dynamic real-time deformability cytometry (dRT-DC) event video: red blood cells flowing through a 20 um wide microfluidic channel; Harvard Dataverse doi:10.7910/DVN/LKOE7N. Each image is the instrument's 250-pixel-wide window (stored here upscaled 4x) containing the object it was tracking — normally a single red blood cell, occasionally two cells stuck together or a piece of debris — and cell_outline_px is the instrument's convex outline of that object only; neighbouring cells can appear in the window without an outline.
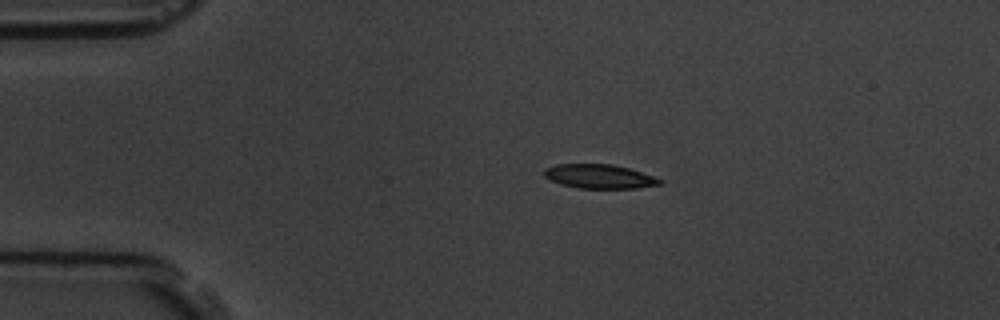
{"species": "common noctule bat (a hibernating species)", "species_latin": "Nyctalus noctula", "temperature_condition": "room temperature", "stored_images_in_passage": 6, "camera_frame_rate_fps": 3000, "um_per_image_px": 0.085, "animal": {"sex": "male", "body_mass_g": 19.5, "forearm_length_mm": 54.6}, "frame": {"image": 1, "passage_image": 1, "time_ms": 0.0, "image_size_px": [1000, 320], "cell_outline_px": [[664, 184], [636, 188], [576, 188], [560, 184], [544, 176], [544, 168], [556, 164], [612, 164], [628, 168], [664, 180]], "centroid_in_image_um": [50.95, 15.0], "position_along_channel_um": 34.1, "area_um2": 16.24}}
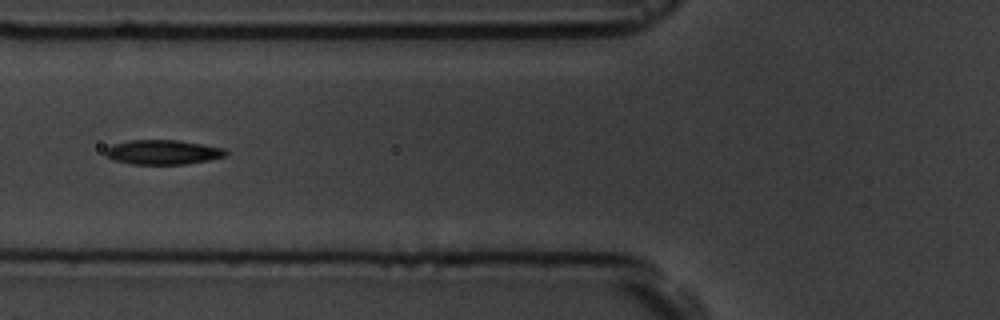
{"frame": {"image": 2, "passage_image": 4, "time_ms": 3.333, "image_size_px": [1000, 320], "cell_outline_px": [[228, 152], [224, 156], [208, 160], [184, 164], [132, 164], [112, 160], [104, 152], [112, 144], [128, 140], [176, 140], [224, 148]], "centroid_in_image_um": [13.81, 12.93], "position_along_channel_um": 112.0, "area_um2": 17.05}}
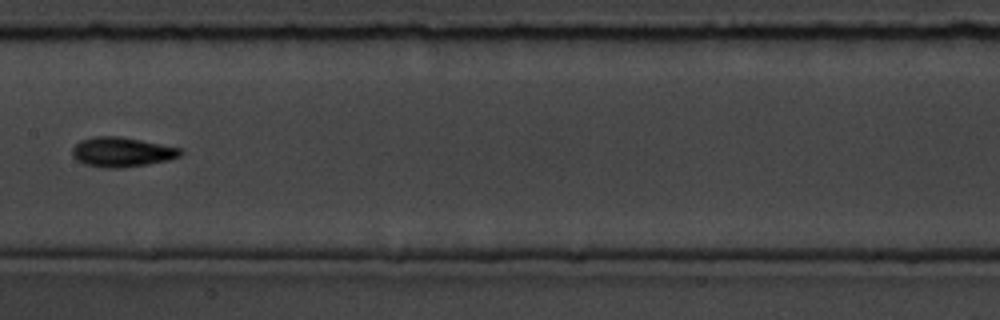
{"frame": {"image": 3, "passage_image": 6, "time_ms": 5.667, "image_size_px": [1000, 320], "cell_outline_px": [[184, 152], [180, 156], [168, 160], [148, 164], [120, 168], [104, 168], [84, 164], [76, 160], [72, 156], [72, 148], [80, 140], [96, 136], [120, 136], [180, 148]], "centroid_in_image_um": [10.33, 12.93], "position_along_channel_um": 197.1, "area_um2": 18.73}}